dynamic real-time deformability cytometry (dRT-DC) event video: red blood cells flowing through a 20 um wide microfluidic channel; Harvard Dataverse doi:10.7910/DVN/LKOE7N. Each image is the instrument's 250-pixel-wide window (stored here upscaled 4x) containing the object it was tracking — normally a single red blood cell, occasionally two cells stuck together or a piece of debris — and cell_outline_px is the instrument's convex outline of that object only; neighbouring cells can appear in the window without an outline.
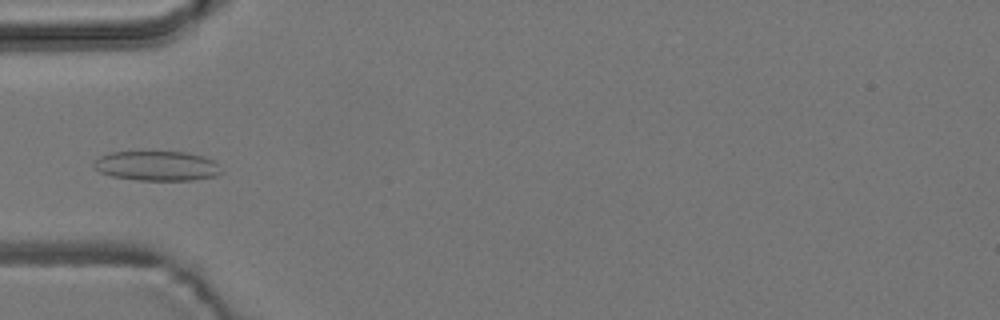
{"species": "common noctule bat (a hibernating species)", "species_latin": "Nyctalus noctula", "temperature_condition": "room temperature", "stored_images_in_passage": 6, "camera_frame_rate_fps": 3000, "um_per_image_px": 0.085, "animal": {"sex": "male", "body_mass_g": 19.2, "forearm_length_mm": 51.8}, "frame": {"image": 1, "passage_image": 6, "time_ms": 5.667, "image_size_px": [1000, 320], "cell_outline_px": [[224, 172], [216, 176], [192, 180], [136, 180], [112, 176], [100, 172], [92, 164], [100, 156], [112, 152], [188, 152], [204, 156], [216, 160]], "centroid_in_image_um": [13.41, 14.1], "position_along_channel_um": 71.6, "area_um2": 22.25}}